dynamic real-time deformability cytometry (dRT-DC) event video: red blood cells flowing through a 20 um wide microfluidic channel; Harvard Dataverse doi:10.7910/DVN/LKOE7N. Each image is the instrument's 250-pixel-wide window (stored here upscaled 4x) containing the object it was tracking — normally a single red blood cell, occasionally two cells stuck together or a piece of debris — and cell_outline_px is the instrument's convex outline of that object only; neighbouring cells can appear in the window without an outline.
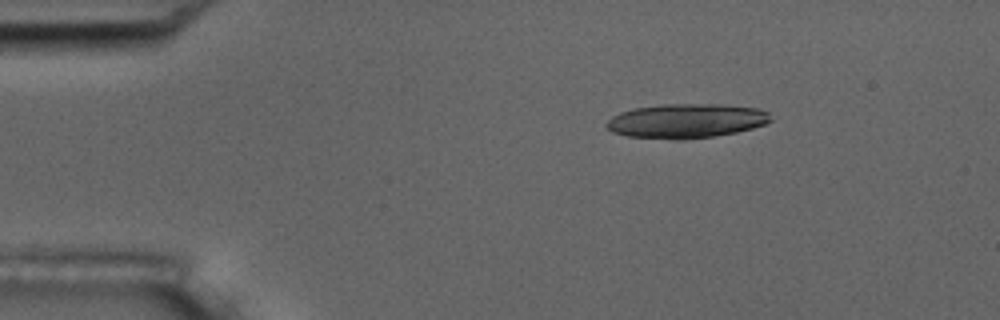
{"species": "common noctule bat (a hibernating species)", "species_latin": "Nyctalus noctula", "temperature_condition": "room temperature", "stored_images_in_passage": 6, "segment_of_instrument_passage": [2, 2], "camera_frame_rate_fps": 3000, "um_per_image_px": 0.085, "animal": {"sex": "male", "body_mass_g": 17.5, "forearm_length_mm": 52.3}, "frame": {"image": 1, "passage_image": 6, "time_ms": 6.333, "image_size_px": [1000, 320], "cell_outline_px": [[772, 120], [764, 124], [752, 128], [736, 132], [712, 136], [684, 140], [676, 140], [628, 136], [612, 132], [604, 124], [612, 116], [620, 112], [632, 108], [664, 104], [720, 104], [760, 108], [768, 112]], "centroid_in_image_um": [58.32, 10.27], "position_along_channel_um": 26.7, "area_um2": 33.0}}